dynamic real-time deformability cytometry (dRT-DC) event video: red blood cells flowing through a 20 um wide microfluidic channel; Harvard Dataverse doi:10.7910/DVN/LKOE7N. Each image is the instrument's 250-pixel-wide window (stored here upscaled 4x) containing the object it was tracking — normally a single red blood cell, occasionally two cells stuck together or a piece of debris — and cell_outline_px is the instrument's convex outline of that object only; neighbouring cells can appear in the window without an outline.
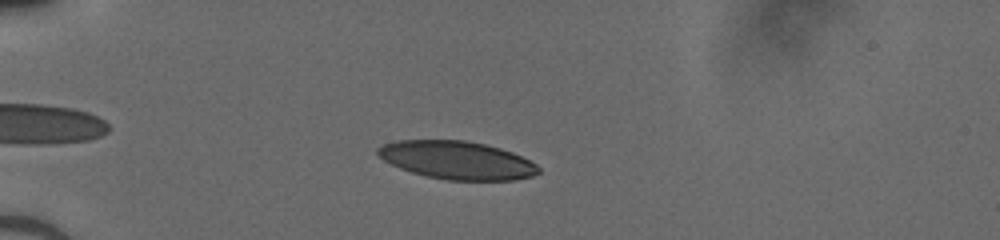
{"species": "human", "species_latin": "Homo sapiens", "temperature_condition": "cold", "stored_images_in_passage": 40, "camera_frame_rate_fps": 3000, "um_per_image_px": 0.085, "donor": {"sex": "male"}, "frame": {"image": 1, "passage_image": 4, "time_ms": 1.0, "image_size_px": [1000, 240], "cell_outline_px": [[540, 172], [532, 176], [516, 180], [448, 180], [428, 176], [412, 172], [400, 168], [384, 160], [376, 152], [376, 148], [384, 144], [400, 140], [464, 140], [484, 144], [500, 148], [512, 152], [536, 164], [540, 168]], "centroid_in_image_um": [38.86, 13.61], "position_along_channel_um": 46.1, "area_um2": 35.43}}
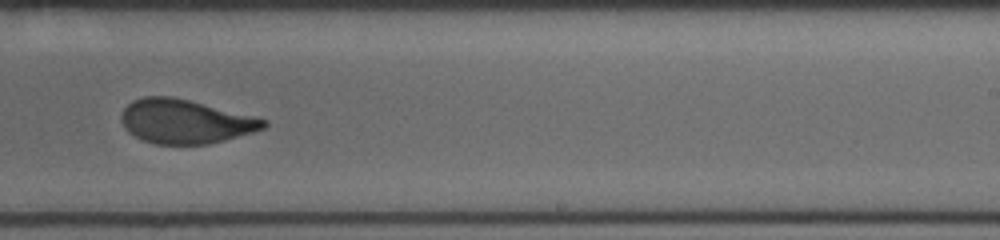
{"frame": {"image": 2, "passage_image": 23, "time_ms": 7.333, "image_size_px": [1000, 240], "cell_outline_px": [[268, 124], [264, 128], [252, 132], [224, 140], [208, 144], [156, 144], [144, 140], [128, 132], [124, 128], [120, 120], [120, 116], [124, 108], [132, 100], [144, 96], [172, 96], [256, 116], [268, 120]], "centroid_in_image_um": [15.73, 10.31], "position_along_channel_um": 273.3, "area_um2": 36.59}}
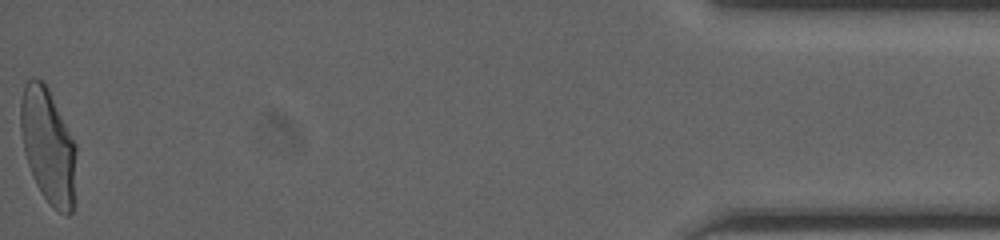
{"frame": {"image": 3, "passage_image": 40, "time_ms": 13.0, "image_size_px": [1000, 240], "cell_outline_px": [[76, 152], [72, 212], [68, 216], [60, 212], [48, 204], [40, 192], [36, 184], [28, 164], [24, 152], [20, 128], [20, 104], [24, 84], [32, 76], [44, 80], [76, 144]], "centroid_in_image_um": [4.07, 12.37], "position_along_channel_um": 431.1, "area_um2": 37.4}}